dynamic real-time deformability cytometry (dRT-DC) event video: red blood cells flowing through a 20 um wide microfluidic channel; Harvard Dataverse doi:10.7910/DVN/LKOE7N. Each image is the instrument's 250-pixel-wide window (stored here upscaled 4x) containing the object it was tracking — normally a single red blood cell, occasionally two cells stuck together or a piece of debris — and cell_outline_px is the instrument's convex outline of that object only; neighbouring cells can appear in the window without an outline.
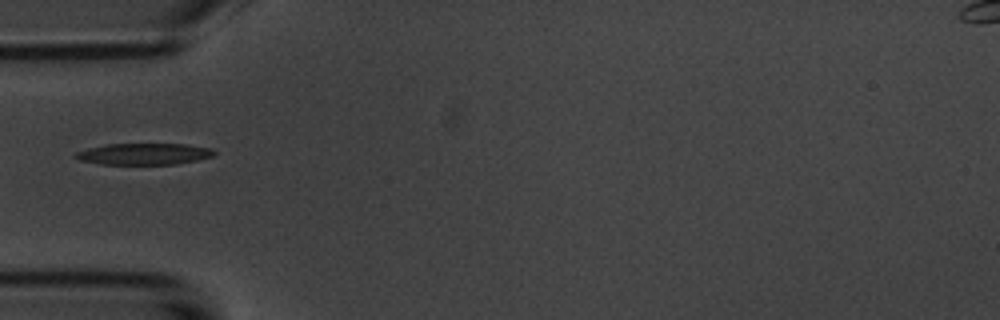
{"species": "common noctule bat (a hibernating species)", "species_latin": "Nyctalus noctula", "temperature_condition": "room temperature", "stored_images_in_passage": 4, "camera_frame_rate_fps": 3000, "um_per_image_px": 0.085, "animal": {"sex": "male", "body_mass_g": 20.1, "forearm_length_mm": 53.5}, "frame": {"image": 1, "passage_image": 1, "time_ms": 0.0, "image_size_px": [1000, 320], "cell_outline_px": [[216, 152], [212, 156], [196, 160], [176, 164], [100, 164], [80, 160], [72, 156], [76, 152], [88, 148], [108, 144], [188, 144], [212, 148]], "centroid_in_image_um": [12.23, 13.08], "position_along_channel_um": 72.8, "area_um2": 17.28}}
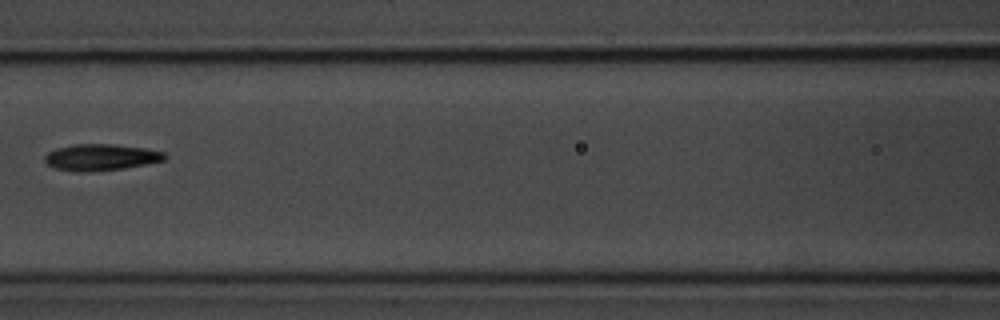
{"frame": {"image": 2, "passage_image": 3, "time_ms": 2.333, "image_size_px": [1000, 320], "cell_outline_px": [[168, 156], [164, 160], [124, 168], [56, 168], [48, 164], [44, 160], [44, 156], [48, 152], [56, 148], [72, 144], [116, 144], [144, 148], [164, 152]], "centroid_in_image_um": [8.63, 13.29], "position_along_channel_um": 158.0, "area_um2": 17.34}}
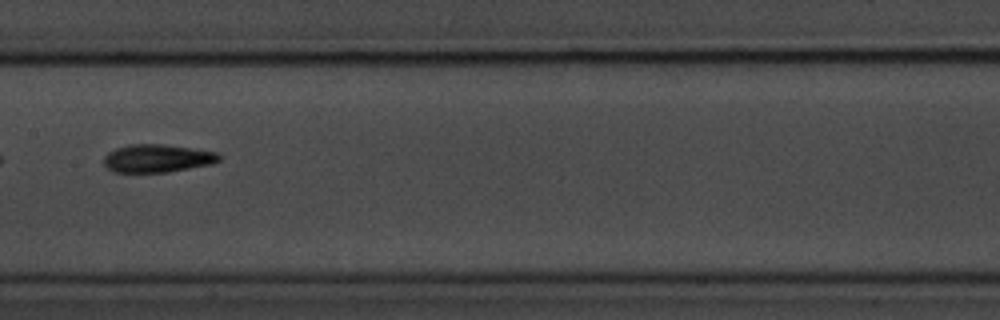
{"frame": {"image": 3, "passage_image": 4, "time_ms": 3.333, "image_size_px": [1000, 320], "cell_outline_px": [[220, 160], [212, 164], [168, 172], [112, 172], [104, 164], [104, 156], [108, 152], [116, 148], [132, 144], [164, 144], [192, 148], [216, 152], [220, 156]], "centroid_in_image_um": [13.36, 13.46], "position_along_channel_um": 194.0, "area_um2": 18.79}}